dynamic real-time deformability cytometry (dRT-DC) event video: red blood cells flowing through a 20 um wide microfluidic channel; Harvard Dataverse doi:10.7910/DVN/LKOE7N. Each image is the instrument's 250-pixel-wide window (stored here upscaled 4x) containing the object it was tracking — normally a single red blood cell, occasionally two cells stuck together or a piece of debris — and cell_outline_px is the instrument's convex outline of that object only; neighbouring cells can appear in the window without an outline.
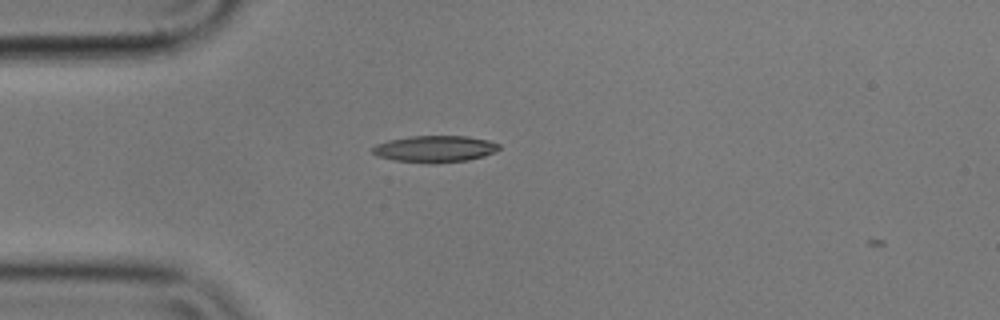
{"species": "common noctule bat (a hibernating species)", "species_latin": "Nyctalus noctula", "temperature_condition": "cold", "stored_images_in_passage": 3, "camera_frame_rate_fps": 3000, "um_per_image_px": 0.085, "animal": {"sex": "male", "body_mass_g": 17.9}, "frame": {"image": 1, "passage_image": 2, "time_ms": 0.333, "image_size_px": [1000, 320], "cell_outline_px": [[500, 148], [484, 156], [468, 160], [432, 164], [428, 164], [392, 160], [376, 156], [372, 152], [372, 148], [376, 144], [388, 140], [408, 136], [468, 136], [488, 140], [500, 144]], "centroid_in_image_um": [36.92, 12.66], "position_along_channel_um": 48.1, "area_um2": 19.88}}